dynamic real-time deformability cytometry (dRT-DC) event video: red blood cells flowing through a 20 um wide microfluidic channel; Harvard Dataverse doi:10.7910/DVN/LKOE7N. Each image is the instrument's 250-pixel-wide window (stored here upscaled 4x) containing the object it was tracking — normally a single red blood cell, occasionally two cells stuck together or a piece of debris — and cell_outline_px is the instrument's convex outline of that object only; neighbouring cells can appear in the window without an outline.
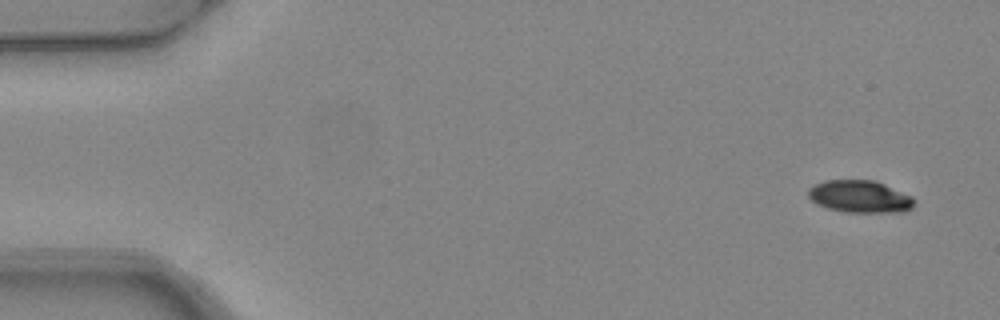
{"species": "common noctule bat (a hibernating species)", "species_latin": "Nyctalus noctula", "temperature_condition": "warm", "stored_images_in_passage": 3, "camera_frame_rate_fps": 3000, "um_per_image_px": 0.085, "animal": {"sex": "female", "body_mass_g": 24.6, "forearm_length_mm": 56.2}, "frame": {"image": 1, "passage_image": 1, "time_ms": 0.0, "image_size_px": [1000, 320], "cell_outline_px": [[916, 204], [912, 208], [904, 212], [844, 212], [828, 208], [816, 204], [808, 196], [808, 188], [824, 180], [876, 180], [912, 196], [916, 200]], "centroid_in_image_um": [73.12, 16.71], "position_along_channel_um": 11.9, "area_um2": 20.17}}